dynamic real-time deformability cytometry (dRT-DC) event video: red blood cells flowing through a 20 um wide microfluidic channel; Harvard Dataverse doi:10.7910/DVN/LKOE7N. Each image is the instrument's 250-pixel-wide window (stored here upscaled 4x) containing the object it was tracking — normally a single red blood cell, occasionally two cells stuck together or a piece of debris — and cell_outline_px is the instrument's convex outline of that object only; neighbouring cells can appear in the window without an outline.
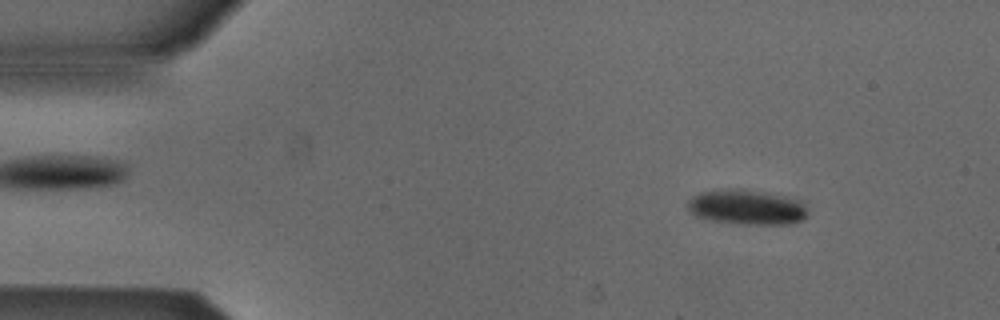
{"species": "Egyptian fruit bat (a non-hibernating species)", "species_latin": "Rousettus aegyptiacus", "temperature_condition": "cold", "stored_images_in_passage": 52, "camera_frame_rate_fps": 3000, "um_per_image_px": 0.085, "animal": {"sex": "male"}, "frame": {"image": 1, "passage_image": 6, "time_ms": 1.667, "image_size_px": [1000, 320], "cell_outline_px": [[808, 212], [800, 220], [788, 224], [748, 224], [712, 220], [696, 216], [688, 208], [688, 200], [692, 196], [700, 192], [724, 188], [744, 188], [784, 196], [800, 200]], "centroid_in_image_um": [63.44, 17.58], "position_along_channel_um": 21.6, "area_um2": 24.33}}
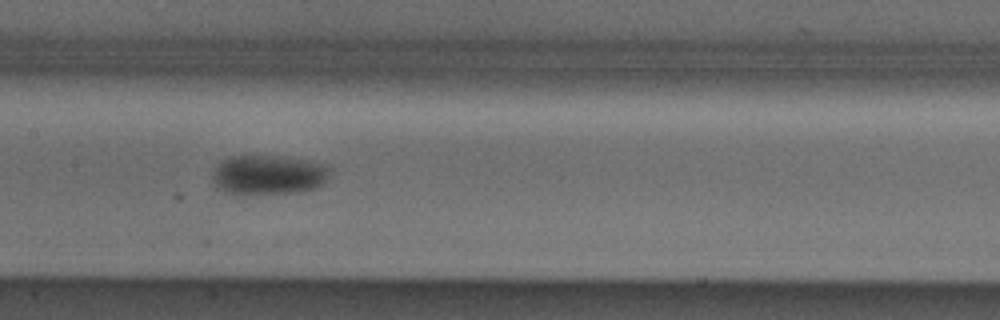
{"frame": {"image": 2, "passage_image": 25, "time_ms": 8.0, "image_size_px": [1000, 320], "cell_outline_px": [[324, 180], [316, 188], [292, 192], [240, 196], [216, 188], [212, 184], [212, 172], [224, 160], [232, 156], [268, 156], [300, 160], [320, 164], [324, 168]], "centroid_in_image_um": [22.63, 14.91], "position_along_channel_um": 184.8, "area_um2": 26.3}}
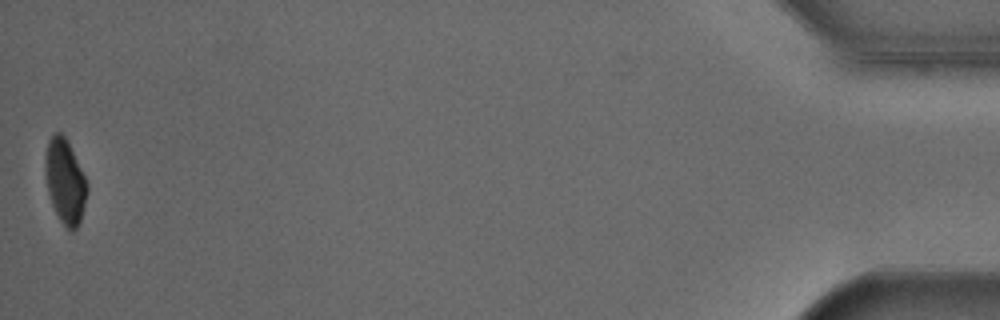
{"frame": {"image": 3, "passage_image": 52, "time_ms": 17.0, "image_size_px": [1000, 320], "cell_outline_px": [[88, 192], [80, 224], [72, 232], [60, 220], [52, 204], [48, 192], [44, 168], [48, 140], [56, 132], [60, 132], [64, 136], [88, 184]], "centroid_in_image_um": [5.53, 15.46], "position_along_channel_um": 429.7, "area_um2": 20.23}, "authors_computed_cell_mechanics": {"area_um2": 24.2182, "velocity_mm_per_s": 3.8483, "shape_relaxation_time_tau1_ms": 9.966, "shape_relaxation_time_tau2_ms": null, "deformation_change_tau1": 0.1453, "deformation_change_tau2": null}}